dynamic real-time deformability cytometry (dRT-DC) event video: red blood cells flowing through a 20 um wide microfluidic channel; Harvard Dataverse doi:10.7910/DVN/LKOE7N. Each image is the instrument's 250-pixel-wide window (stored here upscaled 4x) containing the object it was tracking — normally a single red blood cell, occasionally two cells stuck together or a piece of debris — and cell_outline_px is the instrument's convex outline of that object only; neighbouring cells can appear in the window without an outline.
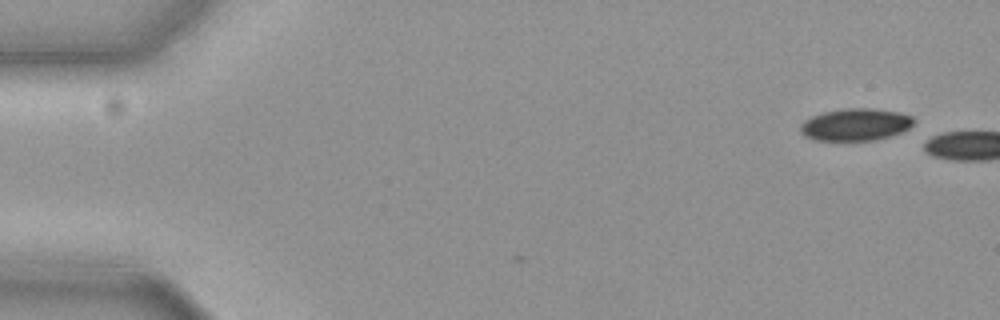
{"species": "common noctule bat (a hibernating species)", "species_latin": "Nyctalus noctula", "temperature_condition": "cold", "stored_images_in_passage": 3, "camera_frame_rate_fps": 3000, "um_per_image_px": 0.085, "animal": {"sex": "female", "body_mass_g": 19.3, "forearm_length_mm": 54.1}, "frame": {"image": 1, "passage_image": 3, "time_ms": 0.667, "image_size_px": [1000, 320], "cell_outline_px": [[912, 124], [908, 128], [900, 132], [876, 140], [816, 140], [804, 136], [800, 132], [800, 124], [804, 120], [812, 116], [824, 112], [844, 108], [872, 108], [896, 112], [912, 116]], "centroid_in_image_um": [72.66, 10.58], "position_along_channel_um": 12.3, "area_um2": 21.04}}